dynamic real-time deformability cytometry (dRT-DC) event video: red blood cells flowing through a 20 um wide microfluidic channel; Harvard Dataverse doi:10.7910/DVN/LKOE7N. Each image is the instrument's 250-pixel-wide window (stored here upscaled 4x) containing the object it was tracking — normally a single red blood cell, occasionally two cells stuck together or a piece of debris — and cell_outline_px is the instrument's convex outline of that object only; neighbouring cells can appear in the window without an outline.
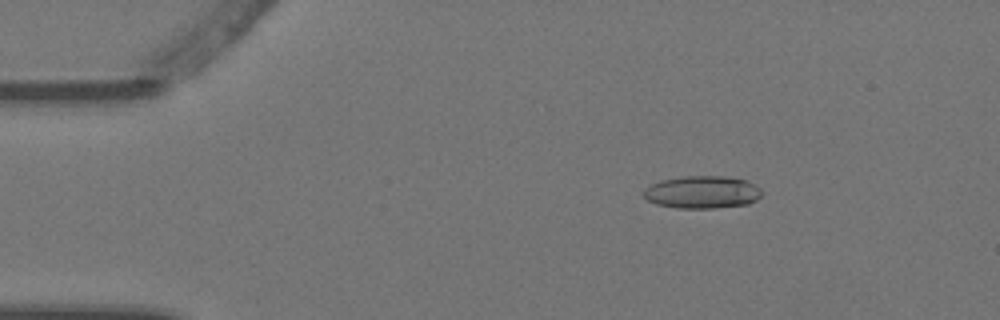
{"species": "Egyptian fruit bat (a non-hibernating species)", "species_latin": "Rousettus aegyptiacus", "temperature_condition": "warm", "stored_images_in_passage": 4, "camera_frame_rate_fps": 3000, "um_per_image_px": 0.085, "animal": {"sex": "female"}, "frame": {"image": 1, "passage_image": 3, "time_ms": 0.667, "image_size_px": [1000, 320], "cell_outline_px": [[760, 196], [756, 200], [748, 204], [716, 208], [676, 208], [656, 204], [648, 200], [644, 196], [644, 188], [660, 180], [684, 176], [724, 176], [744, 180], [760, 188]], "centroid_in_image_um": [59.66, 16.34], "position_along_channel_um": 25.3, "area_um2": 22.31}}